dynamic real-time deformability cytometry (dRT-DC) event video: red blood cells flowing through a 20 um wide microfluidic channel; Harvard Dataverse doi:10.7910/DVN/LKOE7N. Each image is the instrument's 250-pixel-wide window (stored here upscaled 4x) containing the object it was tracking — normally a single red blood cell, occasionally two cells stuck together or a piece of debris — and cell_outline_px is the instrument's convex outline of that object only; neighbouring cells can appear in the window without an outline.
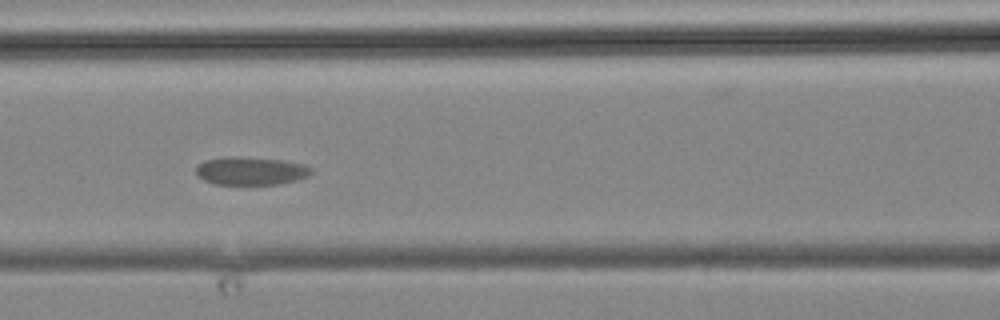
{"species": "common noctule bat (a hibernating species)", "species_latin": "Nyctalus noctula", "temperature_condition": "cold", "stored_images_in_passage": 5, "camera_frame_rate_fps": 3000, "um_per_image_px": 0.085, "animal": {"sex": "male", "body_mass_g": 19.2, "forearm_length_mm": 51.8}, "frame": {"image": 1, "passage_image": 3, "time_ms": 2.333, "image_size_px": [1000, 320], "cell_outline_px": [[312, 172], [308, 176], [296, 180], [280, 184], [216, 184], [204, 180], [196, 176], [196, 164], [204, 160], [232, 156], [280, 160], [304, 164], [312, 168]], "centroid_in_image_um": [21.29, 14.53], "position_along_channel_um": 145.3, "area_um2": 18.84}}
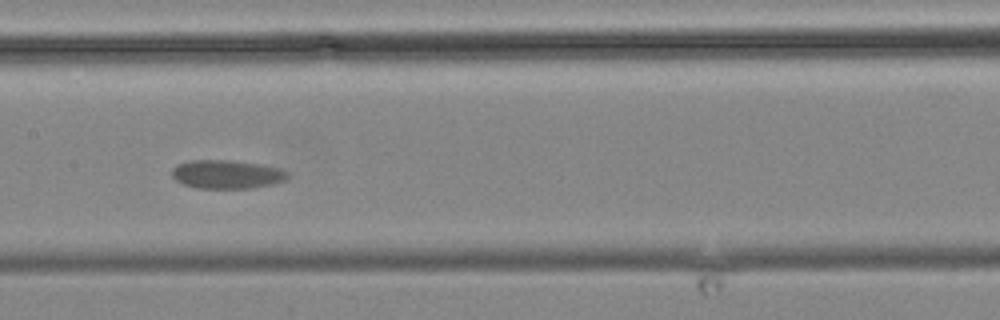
{"frame": {"image": 2, "passage_image": 4, "time_ms": 3.667, "image_size_px": [1000, 320], "cell_outline_px": [[288, 176], [284, 180], [272, 184], [252, 188], [196, 188], [184, 184], [176, 180], [172, 176], [172, 168], [176, 164], [188, 160], [232, 160], [260, 164], [280, 168], [288, 172]], "centroid_in_image_um": [19.25, 14.8], "position_along_channel_um": 188.1, "area_um2": 19.36}}
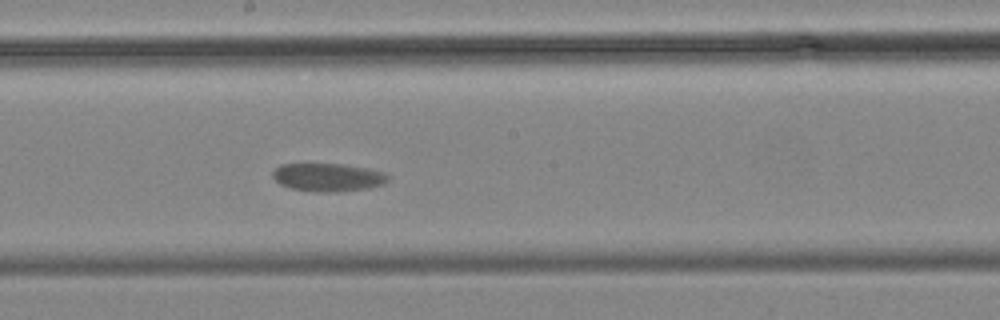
{"frame": {"image": 3, "passage_image": 5, "time_ms": 4.667, "image_size_px": [1000, 320], "cell_outline_px": [[388, 180], [384, 184], [368, 188], [340, 192], [316, 192], [292, 188], [280, 184], [272, 176], [272, 172], [280, 164], [344, 164], [368, 168], [384, 172], [388, 176]], "centroid_in_image_um": [27.89, 15.07], "position_along_channel_um": 220.3, "area_um2": 18.96}}